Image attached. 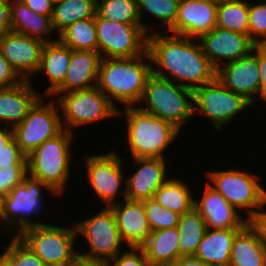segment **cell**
I'll return each instance as SVG.
<instances>
[{
	"label": "cell",
	"mask_w": 266,
	"mask_h": 266,
	"mask_svg": "<svg viewBox=\"0 0 266 266\" xmlns=\"http://www.w3.org/2000/svg\"><path fill=\"white\" fill-rule=\"evenodd\" d=\"M152 74L194 90L216 79L217 69L203 52L198 39L154 32L147 35Z\"/></svg>",
	"instance_id": "obj_1"
},
{
	"label": "cell",
	"mask_w": 266,
	"mask_h": 266,
	"mask_svg": "<svg viewBox=\"0 0 266 266\" xmlns=\"http://www.w3.org/2000/svg\"><path fill=\"white\" fill-rule=\"evenodd\" d=\"M151 75L152 62L148 50L137 57L104 58L100 63L97 87L118 110V103L123 107H133L139 105Z\"/></svg>",
	"instance_id": "obj_2"
},
{
	"label": "cell",
	"mask_w": 266,
	"mask_h": 266,
	"mask_svg": "<svg viewBox=\"0 0 266 266\" xmlns=\"http://www.w3.org/2000/svg\"><path fill=\"white\" fill-rule=\"evenodd\" d=\"M120 108L117 117L126 116L124 132L128 158H166L165 151L170 152L169 147L179 139L181 132L169 122L143 112L137 106Z\"/></svg>",
	"instance_id": "obj_3"
},
{
	"label": "cell",
	"mask_w": 266,
	"mask_h": 266,
	"mask_svg": "<svg viewBox=\"0 0 266 266\" xmlns=\"http://www.w3.org/2000/svg\"><path fill=\"white\" fill-rule=\"evenodd\" d=\"M46 191L52 193L55 198L59 197L40 180L27 176L0 199V233L5 234L4 238L18 236L29 227L46 224L43 222L44 219L38 221L37 217L43 213L44 207H46V201L44 200L47 196L45 195L47 194ZM35 217L37 220H35ZM0 235L2 236V234Z\"/></svg>",
	"instance_id": "obj_4"
},
{
	"label": "cell",
	"mask_w": 266,
	"mask_h": 266,
	"mask_svg": "<svg viewBox=\"0 0 266 266\" xmlns=\"http://www.w3.org/2000/svg\"><path fill=\"white\" fill-rule=\"evenodd\" d=\"M75 136L74 133L63 130L27 156L28 176L46 184L59 197L63 196L70 181L71 145Z\"/></svg>",
	"instance_id": "obj_5"
},
{
	"label": "cell",
	"mask_w": 266,
	"mask_h": 266,
	"mask_svg": "<svg viewBox=\"0 0 266 266\" xmlns=\"http://www.w3.org/2000/svg\"><path fill=\"white\" fill-rule=\"evenodd\" d=\"M137 107L143 112L169 122L180 132L186 122L190 123L195 116L193 90L153 74L147 80Z\"/></svg>",
	"instance_id": "obj_6"
},
{
	"label": "cell",
	"mask_w": 266,
	"mask_h": 266,
	"mask_svg": "<svg viewBox=\"0 0 266 266\" xmlns=\"http://www.w3.org/2000/svg\"><path fill=\"white\" fill-rule=\"evenodd\" d=\"M208 184L251 221L266 206V187L258 173L235 167L206 170ZM211 182V183H210Z\"/></svg>",
	"instance_id": "obj_7"
},
{
	"label": "cell",
	"mask_w": 266,
	"mask_h": 266,
	"mask_svg": "<svg viewBox=\"0 0 266 266\" xmlns=\"http://www.w3.org/2000/svg\"><path fill=\"white\" fill-rule=\"evenodd\" d=\"M69 226L48 223L29 227L18 237L46 266H70L78 258V237L74 222ZM76 249V250H75Z\"/></svg>",
	"instance_id": "obj_8"
},
{
	"label": "cell",
	"mask_w": 266,
	"mask_h": 266,
	"mask_svg": "<svg viewBox=\"0 0 266 266\" xmlns=\"http://www.w3.org/2000/svg\"><path fill=\"white\" fill-rule=\"evenodd\" d=\"M100 209L92 217L74 221V225L77 237L85 238L84 243L89 244L86 250L83 248V252L78 249L79 258L105 264L119 255L127 245L120 236L112 209L110 207Z\"/></svg>",
	"instance_id": "obj_9"
},
{
	"label": "cell",
	"mask_w": 266,
	"mask_h": 266,
	"mask_svg": "<svg viewBox=\"0 0 266 266\" xmlns=\"http://www.w3.org/2000/svg\"><path fill=\"white\" fill-rule=\"evenodd\" d=\"M62 114L63 130L74 133V129L117 117L118 109L96 86L85 90L52 94Z\"/></svg>",
	"instance_id": "obj_10"
},
{
	"label": "cell",
	"mask_w": 266,
	"mask_h": 266,
	"mask_svg": "<svg viewBox=\"0 0 266 266\" xmlns=\"http://www.w3.org/2000/svg\"><path fill=\"white\" fill-rule=\"evenodd\" d=\"M127 159L120 156L115 148L107 153L85 155L83 166L86 168V179L98 200L105 207L126 199V170L124 164Z\"/></svg>",
	"instance_id": "obj_11"
},
{
	"label": "cell",
	"mask_w": 266,
	"mask_h": 266,
	"mask_svg": "<svg viewBox=\"0 0 266 266\" xmlns=\"http://www.w3.org/2000/svg\"><path fill=\"white\" fill-rule=\"evenodd\" d=\"M193 102L194 115L205 116L214 127L215 134L234 122L239 113L242 116L246 109L254 108L248 99L226 88L217 78L194 89Z\"/></svg>",
	"instance_id": "obj_12"
},
{
	"label": "cell",
	"mask_w": 266,
	"mask_h": 266,
	"mask_svg": "<svg viewBox=\"0 0 266 266\" xmlns=\"http://www.w3.org/2000/svg\"><path fill=\"white\" fill-rule=\"evenodd\" d=\"M47 98L48 102L45 101ZM59 112L55 99L41 96L21 123L12 128L16 143L27 156L44 141L55 138L63 131Z\"/></svg>",
	"instance_id": "obj_13"
},
{
	"label": "cell",
	"mask_w": 266,
	"mask_h": 266,
	"mask_svg": "<svg viewBox=\"0 0 266 266\" xmlns=\"http://www.w3.org/2000/svg\"><path fill=\"white\" fill-rule=\"evenodd\" d=\"M98 52L104 58H131L147 50V33L142 25L100 18L95 14Z\"/></svg>",
	"instance_id": "obj_14"
},
{
	"label": "cell",
	"mask_w": 266,
	"mask_h": 266,
	"mask_svg": "<svg viewBox=\"0 0 266 266\" xmlns=\"http://www.w3.org/2000/svg\"><path fill=\"white\" fill-rule=\"evenodd\" d=\"M198 41L203 52L216 69L223 64L250 55L256 45L248 34L217 26L209 33L201 35Z\"/></svg>",
	"instance_id": "obj_15"
},
{
	"label": "cell",
	"mask_w": 266,
	"mask_h": 266,
	"mask_svg": "<svg viewBox=\"0 0 266 266\" xmlns=\"http://www.w3.org/2000/svg\"><path fill=\"white\" fill-rule=\"evenodd\" d=\"M201 194L202 197L194 194V208L199 212L208 229L242 230L250 222L208 182L205 183Z\"/></svg>",
	"instance_id": "obj_16"
},
{
	"label": "cell",
	"mask_w": 266,
	"mask_h": 266,
	"mask_svg": "<svg viewBox=\"0 0 266 266\" xmlns=\"http://www.w3.org/2000/svg\"><path fill=\"white\" fill-rule=\"evenodd\" d=\"M44 45L40 39L14 31L0 38L2 55L24 80L32 81L31 76L37 75Z\"/></svg>",
	"instance_id": "obj_17"
},
{
	"label": "cell",
	"mask_w": 266,
	"mask_h": 266,
	"mask_svg": "<svg viewBox=\"0 0 266 266\" xmlns=\"http://www.w3.org/2000/svg\"><path fill=\"white\" fill-rule=\"evenodd\" d=\"M136 168L126 173V199L145 201L169 178L167 158H130Z\"/></svg>",
	"instance_id": "obj_18"
},
{
	"label": "cell",
	"mask_w": 266,
	"mask_h": 266,
	"mask_svg": "<svg viewBox=\"0 0 266 266\" xmlns=\"http://www.w3.org/2000/svg\"><path fill=\"white\" fill-rule=\"evenodd\" d=\"M217 7L213 0H180L176 22L167 32L198 39L216 26Z\"/></svg>",
	"instance_id": "obj_19"
},
{
	"label": "cell",
	"mask_w": 266,
	"mask_h": 266,
	"mask_svg": "<svg viewBox=\"0 0 266 266\" xmlns=\"http://www.w3.org/2000/svg\"><path fill=\"white\" fill-rule=\"evenodd\" d=\"M216 78L229 90L243 95L252 104L258 105L260 73L257 56L253 52L246 57L221 65L217 69Z\"/></svg>",
	"instance_id": "obj_20"
},
{
	"label": "cell",
	"mask_w": 266,
	"mask_h": 266,
	"mask_svg": "<svg viewBox=\"0 0 266 266\" xmlns=\"http://www.w3.org/2000/svg\"><path fill=\"white\" fill-rule=\"evenodd\" d=\"M109 207L114 213L120 236L127 247H141L151 234L144 201L124 199Z\"/></svg>",
	"instance_id": "obj_21"
},
{
	"label": "cell",
	"mask_w": 266,
	"mask_h": 266,
	"mask_svg": "<svg viewBox=\"0 0 266 266\" xmlns=\"http://www.w3.org/2000/svg\"><path fill=\"white\" fill-rule=\"evenodd\" d=\"M31 80L9 87L0 88V127L13 128L21 123L29 109L42 96Z\"/></svg>",
	"instance_id": "obj_22"
},
{
	"label": "cell",
	"mask_w": 266,
	"mask_h": 266,
	"mask_svg": "<svg viewBox=\"0 0 266 266\" xmlns=\"http://www.w3.org/2000/svg\"><path fill=\"white\" fill-rule=\"evenodd\" d=\"M101 60L99 52L71 50V60L63 84L53 94L96 87Z\"/></svg>",
	"instance_id": "obj_23"
},
{
	"label": "cell",
	"mask_w": 266,
	"mask_h": 266,
	"mask_svg": "<svg viewBox=\"0 0 266 266\" xmlns=\"http://www.w3.org/2000/svg\"><path fill=\"white\" fill-rule=\"evenodd\" d=\"M10 16L12 31L40 39L45 43L58 40L52 36L56 34L52 25V16L37 14L21 0L10 2Z\"/></svg>",
	"instance_id": "obj_24"
},
{
	"label": "cell",
	"mask_w": 266,
	"mask_h": 266,
	"mask_svg": "<svg viewBox=\"0 0 266 266\" xmlns=\"http://www.w3.org/2000/svg\"><path fill=\"white\" fill-rule=\"evenodd\" d=\"M71 60V49L59 40L45 43L37 73H44L47 89L43 96L50 97L62 84Z\"/></svg>",
	"instance_id": "obj_25"
},
{
	"label": "cell",
	"mask_w": 266,
	"mask_h": 266,
	"mask_svg": "<svg viewBox=\"0 0 266 266\" xmlns=\"http://www.w3.org/2000/svg\"><path fill=\"white\" fill-rule=\"evenodd\" d=\"M229 266H266V246L251 222L236 235Z\"/></svg>",
	"instance_id": "obj_26"
},
{
	"label": "cell",
	"mask_w": 266,
	"mask_h": 266,
	"mask_svg": "<svg viewBox=\"0 0 266 266\" xmlns=\"http://www.w3.org/2000/svg\"><path fill=\"white\" fill-rule=\"evenodd\" d=\"M180 236L177 227L151 231L141 246L150 266H170L179 254Z\"/></svg>",
	"instance_id": "obj_27"
},
{
	"label": "cell",
	"mask_w": 266,
	"mask_h": 266,
	"mask_svg": "<svg viewBox=\"0 0 266 266\" xmlns=\"http://www.w3.org/2000/svg\"><path fill=\"white\" fill-rule=\"evenodd\" d=\"M241 230H206L194 254L213 266H229L233 241Z\"/></svg>",
	"instance_id": "obj_28"
},
{
	"label": "cell",
	"mask_w": 266,
	"mask_h": 266,
	"mask_svg": "<svg viewBox=\"0 0 266 266\" xmlns=\"http://www.w3.org/2000/svg\"><path fill=\"white\" fill-rule=\"evenodd\" d=\"M186 183L180 177L171 176L156 190L153 199L179 215L187 213L194 208V191Z\"/></svg>",
	"instance_id": "obj_29"
},
{
	"label": "cell",
	"mask_w": 266,
	"mask_h": 266,
	"mask_svg": "<svg viewBox=\"0 0 266 266\" xmlns=\"http://www.w3.org/2000/svg\"><path fill=\"white\" fill-rule=\"evenodd\" d=\"M94 0H65L53 6L52 25L57 35L79 20L95 17Z\"/></svg>",
	"instance_id": "obj_30"
},
{
	"label": "cell",
	"mask_w": 266,
	"mask_h": 266,
	"mask_svg": "<svg viewBox=\"0 0 266 266\" xmlns=\"http://www.w3.org/2000/svg\"><path fill=\"white\" fill-rule=\"evenodd\" d=\"M180 0H137L139 15L142 22V27L147 34L159 32V29H153L155 27L149 26L147 23H144L143 15L146 17L152 16L153 20L157 19L159 25L161 24V32H167L176 22L177 11L179 7ZM145 13V14H143ZM161 22V23H160Z\"/></svg>",
	"instance_id": "obj_31"
},
{
	"label": "cell",
	"mask_w": 266,
	"mask_h": 266,
	"mask_svg": "<svg viewBox=\"0 0 266 266\" xmlns=\"http://www.w3.org/2000/svg\"><path fill=\"white\" fill-rule=\"evenodd\" d=\"M57 37L62 44L71 50L98 52L95 17L76 21L65 28Z\"/></svg>",
	"instance_id": "obj_32"
},
{
	"label": "cell",
	"mask_w": 266,
	"mask_h": 266,
	"mask_svg": "<svg viewBox=\"0 0 266 266\" xmlns=\"http://www.w3.org/2000/svg\"><path fill=\"white\" fill-rule=\"evenodd\" d=\"M177 228L180 236L179 254L181 256L194 255L207 230L203 218L193 208L191 211L180 215Z\"/></svg>",
	"instance_id": "obj_33"
},
{
	"label": "cell",
	"mask_w": 266,
	"mask_h": 266,
	"mask_svg": "<svg viewBox=\"0 0 266 266\" xmlns=\"http://www.w3.org/2000/svg\"><path fill=\"white\" fill-rule=\"evenodd\" d=\"M249 1L227 0L218 2L216 26L234 32L248 34Z\"/></svg>",
	"instance_id": "obj_34"
},
{
	"label": "cell",
	"mask_w": 266,
	"mask_h": 266,
	"mask_svg": "<svg viewBox=\"0 0 266 266\" xmlns=\"http://www.w3.org/2000/svg\"><path fill=\"white\" fill-rule=\"evenodd\" d=\"M95 14L114 22L142 25L137 0H99Z\"/></svg>",
	"instance_id": "obj_35"
},
{
	"label": "cell",
	"mask_w": 266,
	"mask_h": 266,
	"mask_svg": "<svg viewBox=\"0 0 266 266\" xmlns=\"http://www.w3.org/2000/svg\"><path fill=\"white\" fill-rule=\"evenodd\" d=\"M9 239H6L8 244L2 247L4 252L0 253V259L7 266H46L18 236H10Z\"/></svg>",
	"instance_id": "obj_36"
},
{
	"label": "cell",
	"mask_w": 266,
	"mask_h": 266,
	"mask_svg": "<svg viewBox=\"0 0 266 266\" xmlns=\"http://www.w3.org/2000/svg\"><path fill=\"white\" fill-rule=\"evenodd\" d=\"M144 208L151 231L177 227L180 215L163 207L155 199L145 200Z\"/></svg>",
	"instance_id": "obj_37"
},
{
	"label": "cell",
	"mask_w": 266,
	"mask_h": 266,
	"mask_svg": "<svg viewBox=\"0 0 266 266\" xmlns=\"http://www.w3.org/2000/svg\"><path fill=\"white\" fill-rule=\"evenodd\" d=\"M248 22L250 38L256 44H266V0L249 2Z\"/></svg>",
	"instance_id": "obj_38"
},
{
	"label": "cell",
	"mask_w": 266,
	"mask_h": 266,
	"mask_svg": "<svg viewBox=\"0 0 266 266\" xmlns=\"http://www.w3.org/2000/svg\"><path fill=\"white\" fill-rule=\"evenodd\" d=\"M28 176L27 166L0 168V199Z\"/></svg>",
	"instance_id": "obj_39"
},
{
	"label": "cell",
	"mask_w": 266,
	"mask_h": 266,
	"mask_svg": "<svg viewBox=\"0 0 266 266\" xmlns=\"http://www.w3.org/2000/svg\"><path fill=\"white\" fill-rule=\"evenodd\" d=\"M105 266H150L141 247H127L119 255L108 260Z\"/></svg>",
	"instance_id": "obj_40"
},
{
	"label": "cell",
	"mask_w": 266,
	"mask_h": 266,
	"mask_svg": "<svg viewBox=\"0 0 266 266\" xmlns=\"http://www.w3.org/2000/svg\"><path fill=\"white\" fill-rule=\"evenodd\" d=\"M27 166V155L20 149L14 137L0 151V168Z\"/></svg>",
	"instance_id": "obj_41"
},
{
	"label": "cell",
	"mask_w": 266,
	"mask_h": 266,
	"mask_svg": "<svg viewBox=\"0 0 266 266\" xmlns=\"http://www.w3.org/2000/svg\"><path fill=\"white\" fill-rule=\"evenodd\" d=\"M24 79L10 65L0 51V88H9L22 83Z\"/></svg>",
	"instance_id": "obj_42"
},
{
	"label": "cell",
	"mask_w": 266,
	"mask_h": 266,
	"mask_svg": "<svg viewBox=\"0 0 266 266\" xmlns=\"http://www.w3.org/2000/svg\"><path fill=\"white\" fill-rule=\"evenodd\" d=\"M253 53L257 56L259 73H260V88L259 101L266 102V44H256L253 48ZM266 105V103H263ZM266 107V106H261Z\"/></svg>",
	"instance_id": "obj_43"
},
{
	"label": "cell",
	"mask_w": 266,
	"mask_h": 266,
	"mask_svg": "<svg viewBox=\"0 0 266 266\" xmlns=\"http://www.w3.org/2000/svg\"><path fill=\"white\" fill-rule=\"evenodd\" d=\"M29 9L37 14L52 16L53 5L50 0H21Z\"/></svg>",
	"instance_id": "obj_44"
},
{
	"label": "cell",
	"mask_w": 266,
	"mask_h": 266,
	"mask_svg": "<svg viewBox=\"0 0 266 266\" xmlns=\"http://www.w3.org/2000/svg\"><path fill=\"white\" fill-rule=\"evenodd\" d=\"M12 31L10 3H0V38Z\"/></svg>",
	"instance_id": "obj_45"
},
{
	"label": "cell",
	"mask_w": 266,
	"mask_h": 266,
	"mask_svg": "<svg viewBox=\"0 0 266 266\" xmlns=\"http://www.w3.org/2000/svg\"><path fill=\"white\" fill-rule=\"evenodd\" d=\"M250 222L259 231L262 242L266 246V207H264Z\"/></svg>",
	"instance_id": "obj_46"
},
{
	"label": "cell",
	"mask_w": 266,
	"mask_h": 266,
	"mask_svg": "<svg viewBox=\"0 0 266 266\" xmlns=\"http://www.w3.org/2000/svg\"><path fill=\"white\" fill-rule=\"evenodd\" d=\"M170 266H213L210 263H206L200 259H197L194 255L181 256L174 261Z\"/></svg>",
	"instance_id": "obj_47"
},
{
	"label": "cell",
	"mask_w": 266,
	"mask_h": 266,
	"mask_svg": "<svg viewBox=\"0 0 266 266\" xmlns=\"http://www.w3.org/2000/svg\"><path fill=\"white\" fill-rule=\"evenodd\" d=\"M13 138L12 128L0 127V151Z\"/></svg>",
	"instance_id": "obj_48"
},
{
	"label": "cell",
	"mask_w": 266,
	"mask_h": 266,
	"mask_svg": "<svg viewBox=\"0 0 266 266\" xmlns=\"http://www.w3.org/2000/svg\"><path fill=\"white\" fill-rule=\"evenodd\" d=\"M70 266H105V264L104 263H98V262L85 261V260L78 258Z\"/></svg>",
	"instance_id": "obj_49"
},
{
	"label": "cell",
	"mask_w": 266,
	"mask_h": 266,
	"mask_svg": "<svg viewBox=\"0 0 266 266\" xmlns=\"http://www.w3.org/2000/svg\"><path fill=\"white\" fill-rule=\"evenodd\" d=\"M50 1H51L52 5L55 6V5L59 4V3H62L65 0H50Z\"/></svg>",
	"instance_id": "obj_50"
},
{
	"label": "cell",
	"mask_w": 266,
	"mask_h": 266,
	"mask_svg": "<svg viewBox=\"0 0 266 266\" xmlns=\"http://www.w3.org/2000/svg\"><path fill=\"white\" fill-rule=\"evenodd\" d=\"M12 0H0V3H10Z\"/></svg>",
	"instance_id": "obj_51"
},
{
	"label": "cell",
	"mask_w": 266,
	"mask_h": 266,
	"mask_svg": "<svg viewBox=\"0 0 266 266\" xmlns=\"http://www.w3.org/2000/svg\"><path fill=\"white\" fill-rule=\"evenodd\" d=\"M0 266H7V265L0 259Z\"/></svg>",
	"instance_id": "obj_52"
},
{
	"label": "cell",
	"mask_w": 266,
	"mask_h": 266,
	"mask_svg": "<svg viewBox=\"0 0 266 266\" xmlns=\"http://www.w3.org/2000/svg\"><path fill=\"white\" fill-rule=\"evenodd\" d=\"M213 1L222 2V1H227V0H213Z\"/></svg>",
	"instance_id": "obj_53"
}]
</instances>
